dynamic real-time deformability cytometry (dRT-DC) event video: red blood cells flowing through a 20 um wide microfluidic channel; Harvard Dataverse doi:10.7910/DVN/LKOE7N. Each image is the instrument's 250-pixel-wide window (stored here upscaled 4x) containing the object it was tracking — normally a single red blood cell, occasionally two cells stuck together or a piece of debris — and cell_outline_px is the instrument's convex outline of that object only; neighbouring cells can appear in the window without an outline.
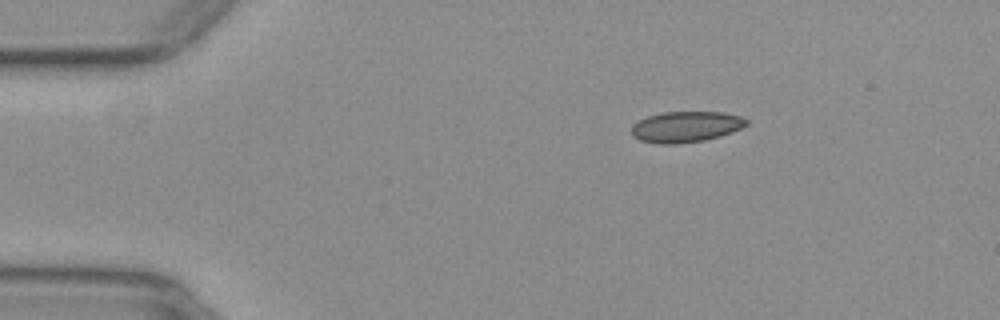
{"species": "common noctule bat (a hibernating species)", "species_latin": "Nyctalus noctula", "temperature_condition": "warm", "stored_images_in_passage": 38, "camera_frame_rate_fps": 3000, "um_per_image_px": 0.085, "animal": {"sex": "female", "body_mass_g": 29.2, "forearm_length_mm": 56.3}, "frame": {"image": 1, "passage_image": 1, "time_ms": 0.0, "image_size_px": [1000, 320], "cell_outline_px": [[748, 124], [732, 132], [720, 136], [704, 140], [676, 144], [660, 144], [640, 140], [632, 136], [632, 124], [648, 116], [664, 112], [720, 112], [740, 116], [748, 120]], "centroid_in_image_um": [58.29, 10.78], "position_along_channel_um": 26.7, "area_um2": 20.58}}
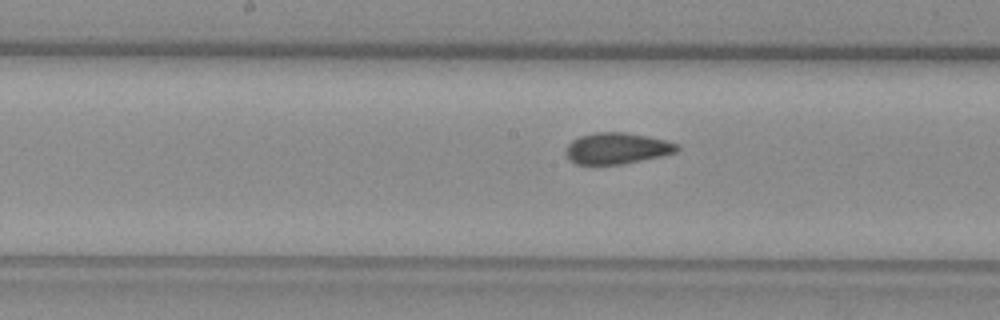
{"frame": {"image": 2, "passage_image": 19, "time_ms": 6.0, "image_size_px": [1000, 320], "cell_outline_px": [[680, 148], [676, 152], [660, 156], [620, 164], [576, 164], [568, 160], [564, 152], [568, 144], [572, 140], [580, 136], [596, 132], [624, 132], [648, 136], [664, 140], [676, 144]], "centroid_in_image_um": [52.38, 12.6], "position_along_channel_um": 195.8, "area_um2": 20.11}}
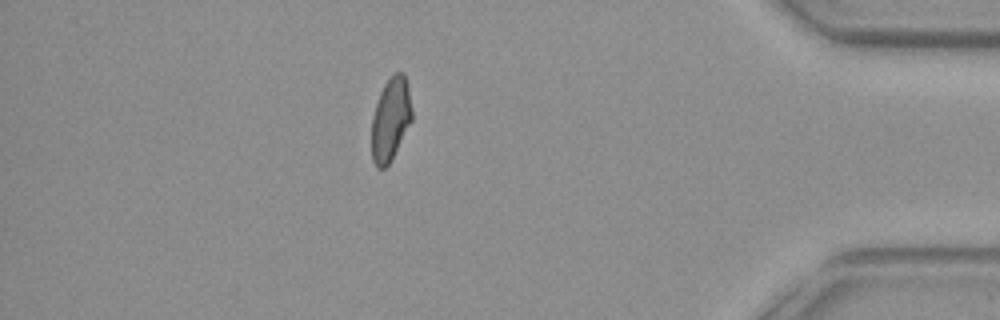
{"frame": {"image": 3, "passage_image": 38, "time_ms": 12.333, "image_size_px": [1000, 320], "cell_outline_px": [[412, 120], [388, 164], [384, 168], [376, 168], [372, 160], [372, 116], [380, 92], [384, 84], [396, 72], [404, 72], [408, 84], [412, 112]], "centroid_in_image_um": [33.2, 10.11], "position_along_channel_um": 402.0, "area_um2": 19.31}, "authors_computed_cell_mechanics": {"area_um2": 20.6057, "velocity_mm_per_s": 3.9503, "shape_relaxation_time_tau1_ms": null, "shape_relaxation_time_tau2_ms": 1.0292, "deformation_change_tau1": null, "deformation_change_tau2": 0.0584}}